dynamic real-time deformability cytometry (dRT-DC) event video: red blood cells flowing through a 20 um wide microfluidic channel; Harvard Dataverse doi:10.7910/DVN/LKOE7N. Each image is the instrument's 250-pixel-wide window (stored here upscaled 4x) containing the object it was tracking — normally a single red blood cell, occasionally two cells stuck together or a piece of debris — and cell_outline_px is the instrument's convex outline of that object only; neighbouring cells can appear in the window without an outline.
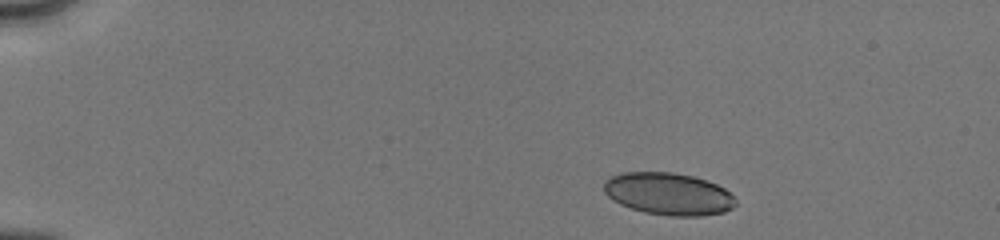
{"species": "human", "species_latin": "Homo sapiens", "temperature_condition": "cold", "stored_images_in_passage": 6, "camera_frame_rate_fps": 3000, "um_per_image_px": 0.085, "donor": {"sex": "male"}, "frame": {"image": 1, "passage_image": 1, "time_ms": 0.0, "image_size_px": [1000, 240], "cell_outline_px": [[736, 204], [732, 208], [724, 212], [704, 216], [668, 216], [644, 212], [620, 204], [612, 200], [604, 192], [604, 180], [620, 172], [672, 172], [692, 176], [716, 184], [724, 188], [736, 200]], "centroid_in_image_um": [56.8, 16.48], "position_along_channel_um": 28.2, "area_um2": 32.48}}
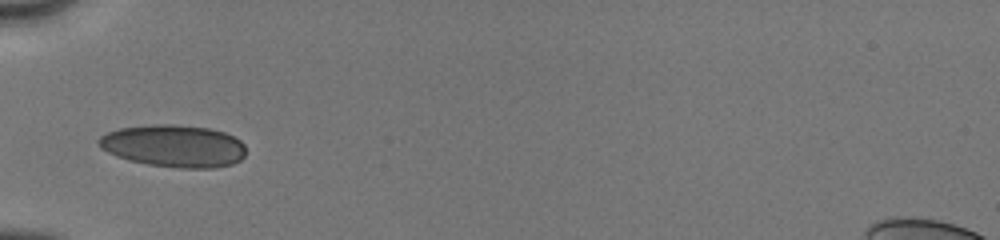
{"frame": {"image": 2, "passage_image": 4, "time_ms": 3.333, "image_size_px": [1000, 240], "cell_outline_px": [[244, 156], [240, 160], [232, 164], [216, 168], [180, 168], [148, 164], [128, 160], [116, 156], [100, 148], [96, 144], [96, 140], [100, 136], [108, 132], [120, 128], [152, 124], [176, 124], [208, 128], [224, 132], [240, 140], [244, 144]], "centroid_in_image_um": [14.74, 12.4], "position_along_channel_um": 70.3, "area_um2": 36.47}}
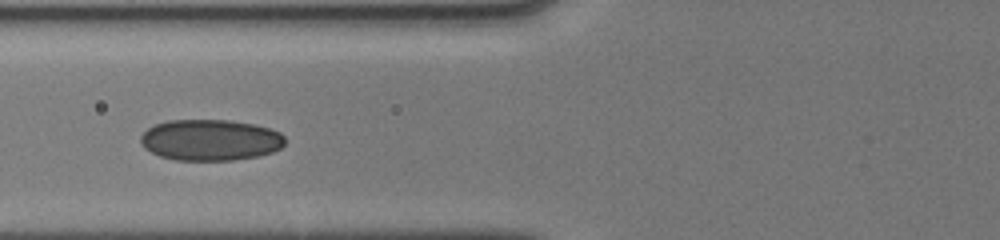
{"frame": {"image": 3, "passage_image": 6, "time_ms": 4.333, "image_size_px": [1000, 240], "cell_outline_px": [[284, 144], [280, 148], [272, 152], [256, 156], [232, 160], [176, 160], [160, 156], [144, 148], [140, 140], [140, 136], [148, 128], [156, 124], [168, 120], [228, 120], [256, 124], [280, 132], [284, 136]], "centroid_in_image_um": [17.87, 11.89], "position_along_channel_um": 107.9, "area_um2": 34.56}}